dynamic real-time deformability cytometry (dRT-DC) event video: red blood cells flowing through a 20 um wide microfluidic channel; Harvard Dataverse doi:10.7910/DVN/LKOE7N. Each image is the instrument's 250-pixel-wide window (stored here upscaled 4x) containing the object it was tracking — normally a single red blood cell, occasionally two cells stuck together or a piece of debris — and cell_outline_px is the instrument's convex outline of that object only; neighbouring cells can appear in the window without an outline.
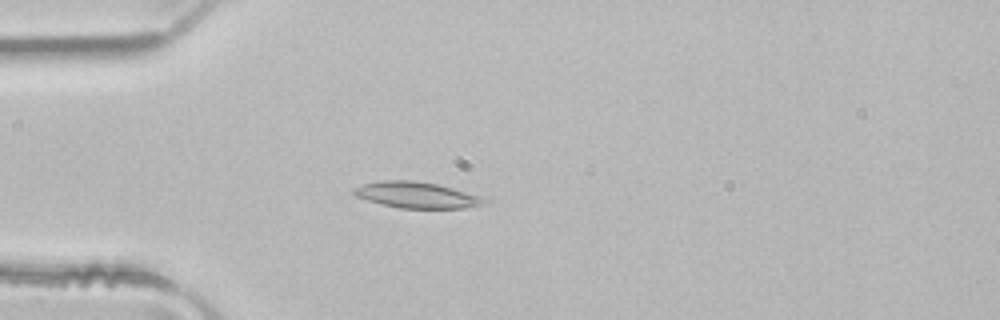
{"species": "common noctule bat (a hibernating species)", "species_latin": "Nyctalus noctula", "temperature_condition": "room temperature", "stored_images_in_passage": 3, "camera_frame_rate_fps": 3000, "um_per_image_px": 0.085, "animal": {"sex": "male", "body_mass_g": 21.5, "forearm_length_mm": 52.0}, "frame": {"image": 1, "passage_image": 3, "time_ms": 0.667, "image_size_px": [1000, 320], "cell_outline_px": [[492, 200], [488, 204], [464, 208], [400, 208], [380, 204], [356, 196], [352, 192], [352, 188], [364, 184], [380, 180], [412, 180], [436, 184], [452, 188], [480, 196]], "centroid_in_image_um": [35.45, 16.58], "position_along_channel_um": 49.6, "area_um2": 19.94}}